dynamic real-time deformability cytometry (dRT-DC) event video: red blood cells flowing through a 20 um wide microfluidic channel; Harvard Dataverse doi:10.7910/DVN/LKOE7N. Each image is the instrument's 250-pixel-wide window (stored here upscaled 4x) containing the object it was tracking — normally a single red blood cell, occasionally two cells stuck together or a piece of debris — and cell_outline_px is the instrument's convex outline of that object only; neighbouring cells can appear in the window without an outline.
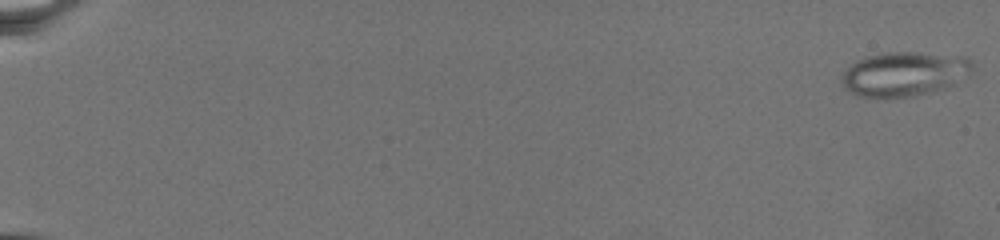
{"species": "common noctule bat (a hibernating species)", "species_latin": "Nyctalus noctula", "temperature_condition": "warm", "stored_images_in_passage": 76, "camera_frame_rate_fps": 3000, "um_per_image_px": 0.085, "animal": {"sex": "female", "body_mass_g": 19.5, "forearm_length_mm": 54.1}, "frame": {"image": 1, "passage_image": 1, "time_ms": 0.0, "image_size_px": [1000, 240], "cell_outline_px": [[972, 76], [944, 88], [912, 96], [856, 96], [848, 92], [844, 88], [840, 80], [840, 76], [856, 60], [868, 56], [884, 52], [916, 52], [968, 56], [972, 64]], "centroid_in_image_um": [76.89, 6.26], "position_along_channel_um": 8.1, "area_um2": 33.99}}
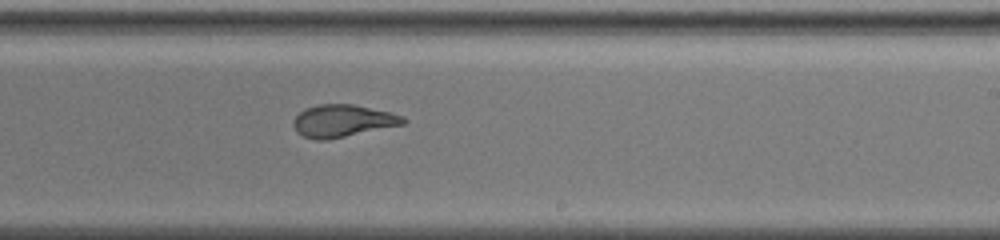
{"frame": {"image": 2, "passage_image": 50, "time_ms": 16.333, "image_size_px": [1000, 240], "cell_outline_px": [[408, 120], [404, 124], [324, 140], [316, 140], [304, 136], [296, 132], [292, 124], [292, 120], [304, 108], [316, 104], [352, 104], [388, 112], [400, 116]], "centroid_in_image_um": [29.05, 10.26], "position_along_channel_um": 259.9, "area_um2": 20.4}}
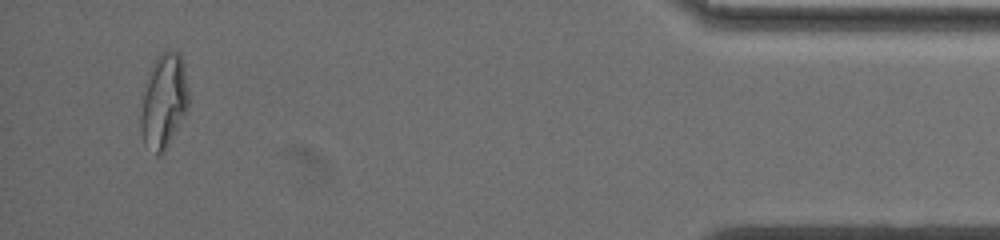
{"frame": {"image": 3, "passage_image": 73, "time_ms": 24.0, "image_size_px": [1000, 240], "cell_outline_px": [[188, 112], [164, 152], [156, 156], [144, 144], [140, 132], [140, 116], [148, 76], [152, 64], [156, 56], [172, 48], [180, 52], [184, 64], [188, 88]], "centroid_in_image_um": [13.95, 8.61], "position_along_channel_um": 421.3, "area_um2": 26.7}}